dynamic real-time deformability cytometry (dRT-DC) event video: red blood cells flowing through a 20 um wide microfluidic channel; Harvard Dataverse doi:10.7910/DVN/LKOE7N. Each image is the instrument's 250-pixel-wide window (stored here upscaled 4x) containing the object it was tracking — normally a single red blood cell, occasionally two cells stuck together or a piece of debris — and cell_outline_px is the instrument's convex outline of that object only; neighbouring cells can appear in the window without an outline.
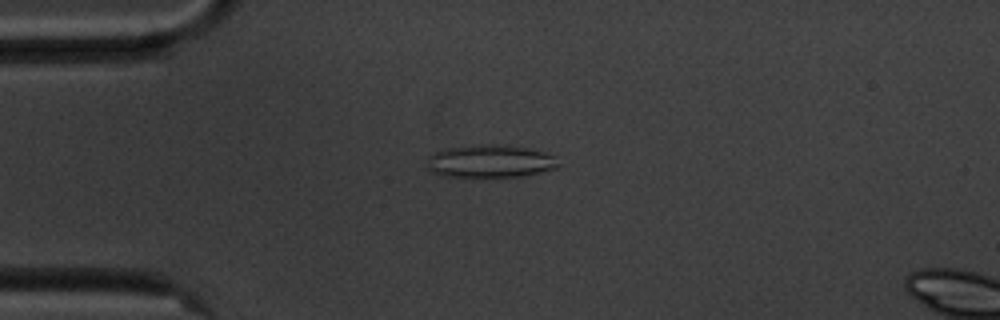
{"species": "common noctule bat (a hibernating species)", "species_latin": "Nyctalus noctula", "temperature_condition": "cold", "stored_images_in_passage": 56, "camera_frame_rate_fps": 3000, "um_per_image_px": 0.085, "animal": {"sex": "male", "body_mass_g": 20.1, "forearm_length_mm": 53.5}, "frame": {"image": 1, "passage_image": 14, "time_ms": 4.333, "image_size_px": [1000, 320], "cell_outline_px": [[560, 168], [524, 176], [444, 176], [432, 172], [428, 168], [428, 156], [436, 152], [448, 148], [472, 144], [492, 144], [528, 148], [544, 152], [556, 156], [560, 164]], "centroid_in_image_um": [41.73, 13.7], "position_along_channel_um": 43.3, "area_um2": 25.14}}
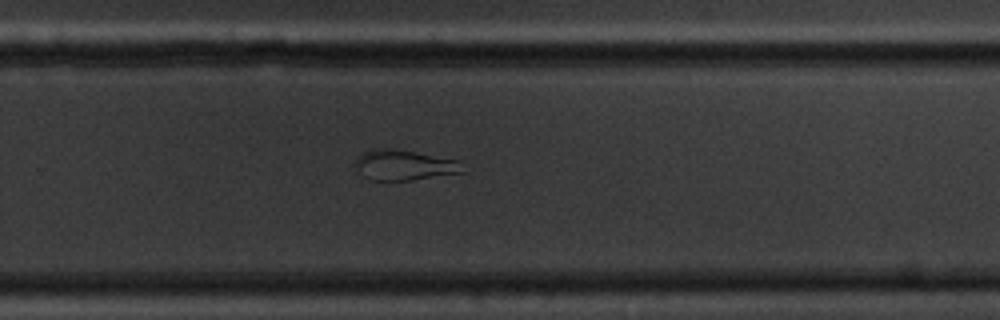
{"frame": {"image": 2, "passage_image": 37, "time_ms": 12.0, "image_size_px": [1000, 320], "cell_outline_px": [[464, 172], [412, 180], [368, 180], [360, 172], [356, 164], [356, 160], [364, 152], [372, 148], [392, 148], [460, 160]], "centroid_in_image_um": [34.37, 14.03], "position_along_channel_um": 295.4, "area_um2": 18.84}}
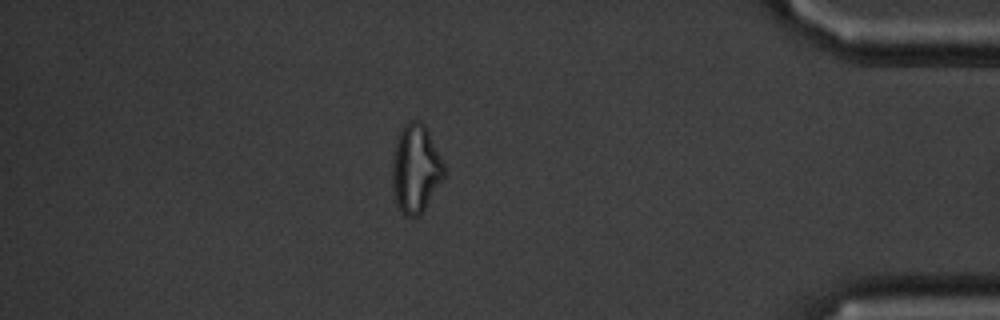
{"frame": {"image": 3, "passage_image": 49, "time_ms": 16.0, "image_size_px": [1000, 320], "cell_outline_px": [[448, 172], [424, 208], [416, 216], [404, 216], [396, 204], [392, 188], [392, 156], [396, 140], [404, 124], [412, 120], [420, 120], [424, 124]], "centroid_in_image_um": [35.32, 14.33], "position_along_channel_um": 399.9, "area_um2": 26.65}, "authors_computed_cell_mechanics": {"area_um2": 24.276, "velocity_mm_per_s": 3.5544, "shape_relaxation_time_tau1_ms": null, "shape_relaxation_time_tau2_ms": 1.4261, "deformation_change_tau1": null, "deformation_change_tau2": 0.0844}}